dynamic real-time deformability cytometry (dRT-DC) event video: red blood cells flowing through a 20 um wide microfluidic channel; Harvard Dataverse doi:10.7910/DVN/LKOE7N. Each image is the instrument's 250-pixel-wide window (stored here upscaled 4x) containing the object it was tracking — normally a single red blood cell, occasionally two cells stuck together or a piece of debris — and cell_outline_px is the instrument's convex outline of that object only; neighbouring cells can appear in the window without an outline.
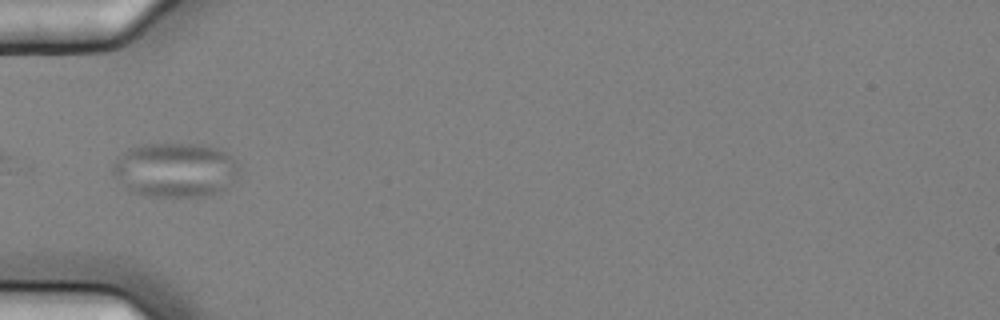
{"species": "common noctule bat (a hibernating species)", "species_latin": "Nyctalus noctula", "temperature_condition": "cold", "stored_images_in_passage": 7, "camera_frame_rate_fps": 3000, "um_per_image_px": 0.085, "animal": {"sex": "female", "body_mass_g": 25.1}, "frame": {"image": 1, "passage_image": 5, "time_ms": 1.333, "image_size_px": [1000, 320], "cell_outline_px": [[240, 164], [228, 188], [224, 192], [204, 196], [148, 196], [132, 192], [124, 188], [112, 172], [112, 168], [116, 160], [128, 148], [144, 144], [200, 144], [224, 152], [232, 156]], "centroid_in_image_um": [14.88, 14.46], "position_along_channel_um": 70.1, "area_um2": 40.06}}
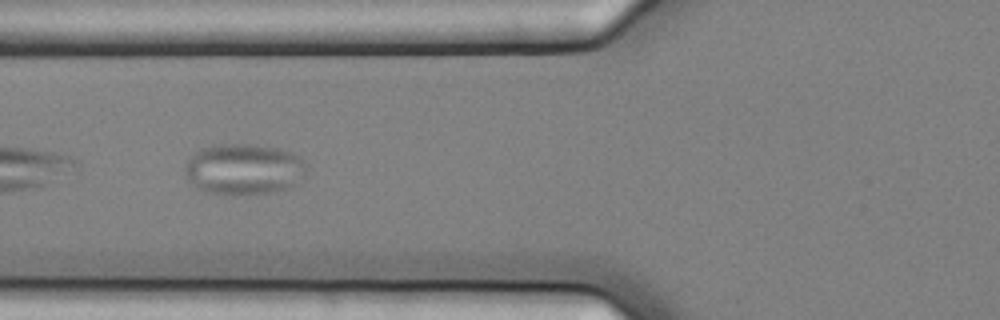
{"frame": {"image": 2, "passage_image": 6, "time_ms": 1.667, "image_size_px": [1000, 320], "cell_outline_px": [[304, 180], [300, 184], [288, 188], [272, 192], [232, 196], [208, 192], [192, 184], [188, 180], [184, 168], [188, 156], [200, 148], [212, 144], [252, 144], [276, 148], [292, 152], [300, 156], [304, 160]], "centroid_in_image_um": [20.72, 14.38], "position_along_channel_um": 105.1, "area_um2": 36.82}}